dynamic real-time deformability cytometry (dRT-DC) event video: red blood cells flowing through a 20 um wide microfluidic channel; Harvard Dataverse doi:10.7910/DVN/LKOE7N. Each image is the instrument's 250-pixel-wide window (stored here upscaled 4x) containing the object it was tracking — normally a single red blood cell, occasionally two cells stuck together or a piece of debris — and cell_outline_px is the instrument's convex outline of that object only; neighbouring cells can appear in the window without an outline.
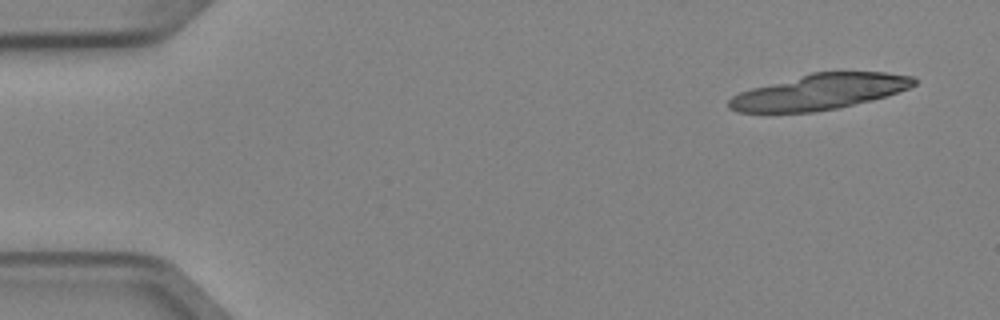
{"species": "Egyptian fruit bat (a non-hibernating species)", "species_latin": "Rousettus aegyptiacus", "temperature_condition": "cold", "stored_images_in_passage": 6, "camera_frame_rate_fps": 3000, "um_per_image_px": 0.085, "animal": {"sex": "female"}, "frame": {"image": 1, "passage_image": 1, "time_ms": 0.0, "image_size_px": [1000, 320], "cell_outline_px": [[916, 84], [908, 88], [872, 100], [836, 108], [812, 112], [736, 112], [728, 108], [728, 100], [732, 96], [740, 92], [752, 88], [812, 72], [884, 72], [912, 76], [916, 80]], "centroid_in_image_um": [69.63, 7.81], "position_along_channel_um": 15.4, "area_um2": 37.97}}
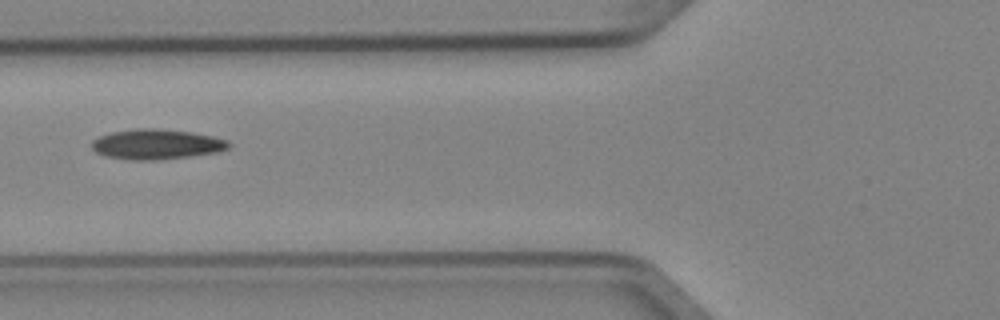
{"frame": {"image": 2, "passage_image": 5, "time_ms": 1.333, "image_size_px": [1000, 320], "cell_outline_px": [[232, 144], [228, 148], [216, 152], [188, 156], [152, 160], [132, 160], [104, 156], [96, 152], [92, 148], [92, 140], [100, 136], [112, 132], [136, 128], [156, 128], [192, 132], [212, 136], [228, 140]], "centroid_in_image_um": [13.29, 12.25], "position_along_channel_um": 112.5, "area_um2": 23.93}}
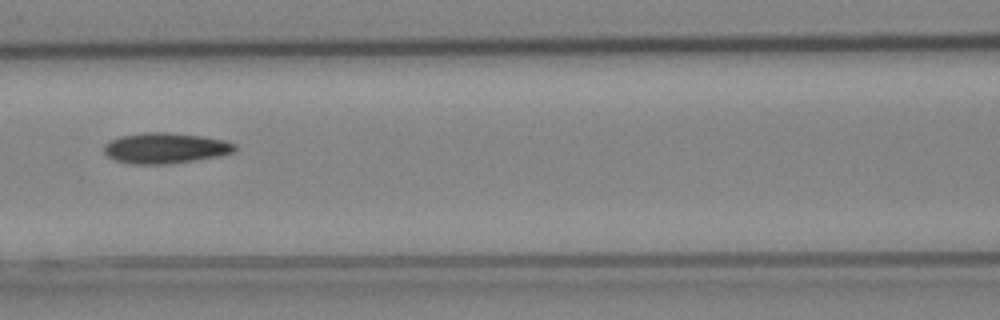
{"frame": {"image": 3, "passage_image": 6, "time_ms": 1.667, "image_size_px": [1000, 320], "cell_outline_px": [[236, 148], [232, 152], [220, 156], [196, 160], [168, 164], [132, 164], [112, 160], [104, 152], [104, 144], [108, 140], [120, 136], [140, 132], [168, 132], [200, 136], [224, 140], [236, 144]], "centroid_in_image_um": [14.0, 12.59], "position_along_channel_um": 152.6, "area_um2": 23.58}}